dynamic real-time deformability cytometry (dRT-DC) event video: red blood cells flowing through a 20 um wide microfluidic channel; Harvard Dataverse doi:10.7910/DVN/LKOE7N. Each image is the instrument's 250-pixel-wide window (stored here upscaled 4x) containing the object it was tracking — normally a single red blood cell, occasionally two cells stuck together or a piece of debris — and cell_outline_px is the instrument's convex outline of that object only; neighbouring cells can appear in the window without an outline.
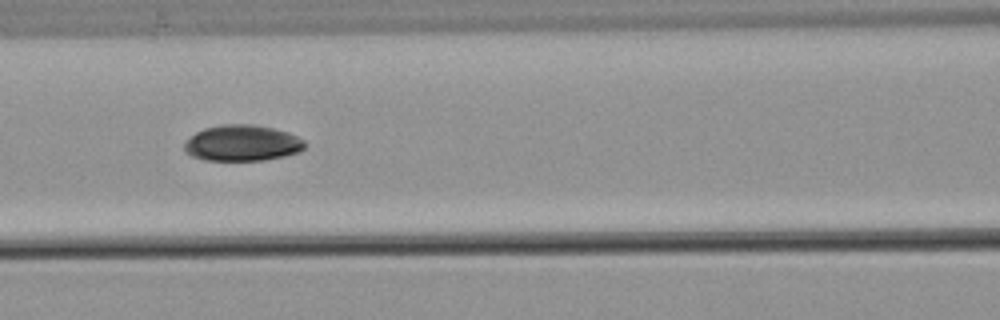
{"species": "common noctule bat (a hibernating species)", "species_latin": "Nyctalus noctula", "temperature_condition": "warm", "stored_images_in_passage": 8, "camera_frame_rate_fps": 3000, "um_per_image_px": 0.085, "animal": {"sex": "male", "body_mass_g": 21.5, "forearm_length_mm": 52.0}, "frame": {"image": 1, "passage_image": 6, "time_ms": 6.667, "image_size_px": [1000, 320], "cell_outline_px": [[304, 148], [300, 152], [284, 156], [264, 160], [204, 160], [192, 156], [184, 152], [184, 144], [196, 132], [204, 128], [220, 124], [252, 124], [272, 128], [288, 132], [304, 140]], "centroid_in_image_um": [20.58, 12.16], "position_along_channel_um": 146.0, "area_um2": 25.26}}